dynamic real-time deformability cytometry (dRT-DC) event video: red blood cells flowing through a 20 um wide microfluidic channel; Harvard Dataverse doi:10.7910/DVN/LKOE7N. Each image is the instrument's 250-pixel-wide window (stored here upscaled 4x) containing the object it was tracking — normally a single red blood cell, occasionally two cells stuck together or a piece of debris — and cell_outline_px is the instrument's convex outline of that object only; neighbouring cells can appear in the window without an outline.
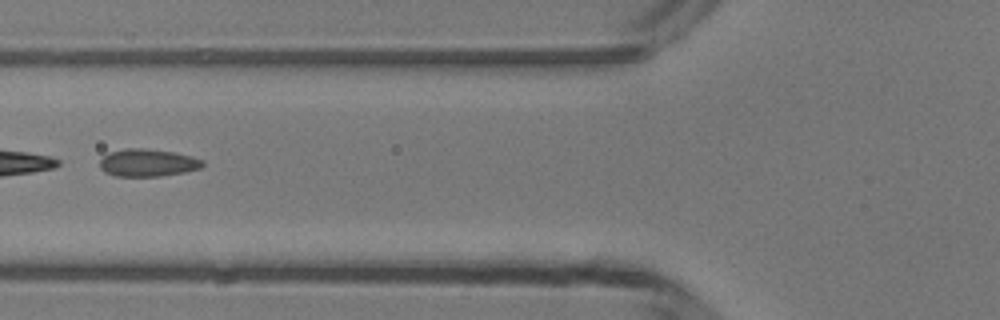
{"species": "common noctule bat (a hibernating species)", "species_latin": "Nyctalus noctula", "temperature_condition": "room temperature", "stored_images_in_passage": 43, "segment_of_instrument_passage": [2, 2], "camera_frame_rate_fps": 3000, "um_per_image_px": 0.085, "animal": {"sex": "male", "body_mass_g": 13.3}, "frame": {"image": 1, "passage_image": 14, "time_ms": 4.333, "image_size_px": [1000, 320], "cell_outline_px": [[204, 164], [200, 168], [184, 172], [160, 176], [116, 176], [104, 172], [100, 168], [100, 160], [108, 152], [124, 148], [144, 148], [172, 152], [192, 156], [204, 160]], "centroid_in_image_um": [12.53, 13.83], "position_along_channel_um": 113.3, "area_um2": 16.53}}